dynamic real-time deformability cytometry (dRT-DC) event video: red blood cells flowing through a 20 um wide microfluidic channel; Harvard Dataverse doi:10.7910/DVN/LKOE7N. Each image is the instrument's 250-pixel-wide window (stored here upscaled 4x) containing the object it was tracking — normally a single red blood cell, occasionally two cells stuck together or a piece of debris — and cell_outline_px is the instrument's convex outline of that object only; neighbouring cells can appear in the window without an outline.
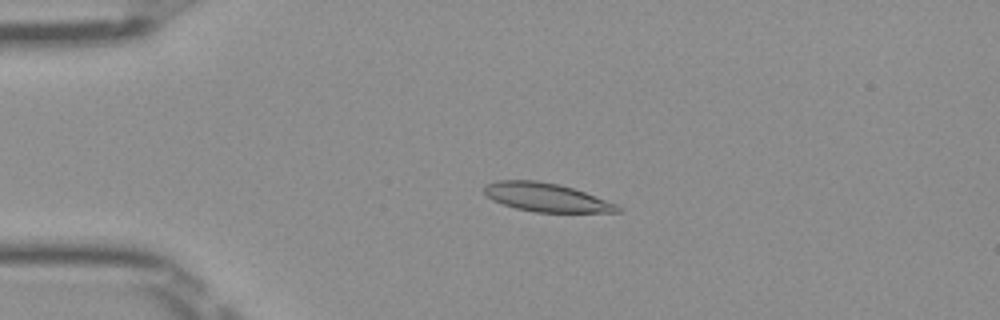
{"species": "Egyptian fruit bat (a non-hibernating species)", "species_latin": "Rousettus aegyptiacus", "temperature_condition": "room temperature", "stored_images_in_passage": 51, "camera_frame_rate_fps": 3000, "um_per_image_px": 0.085, "frame": {"image": 1, "passage_image": 12, "time_ms": 3.667, "image_size_px": [1000, 320], "cell_outline_px": [[624, 208], [620, 212], [536, 212], [516, 208], [492, 200], [484, 192], [484, 184], [496, 180], [536, 180], [560, 184], [584, 192], [616, 204]], "centroid_in_image_um": [46.42, 16.77], "position_along_channel_um": 38.6, "area_um2": 22.14}}
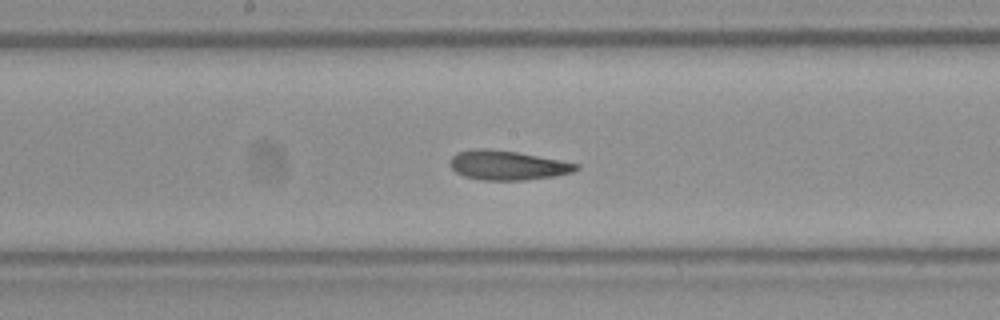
{"frame": {"image": 2, "passage_image": 27, "time_ms": 8.667, "image_size_px": [1000, 320], "cell_outline_px": [[580, 168], [572, 172], [552, 176], [524, 180], [484, 180], [464, 176], [456, 172], [452, 168], [448, 160], [456, 152], [472, 148], [488, 148], [516, 152], [560, 160], [580, 164]], "centroid_in_image_um": [43.09, 14.03], "position_along_channel_um": 205.1, "area_um2": 21.62}}
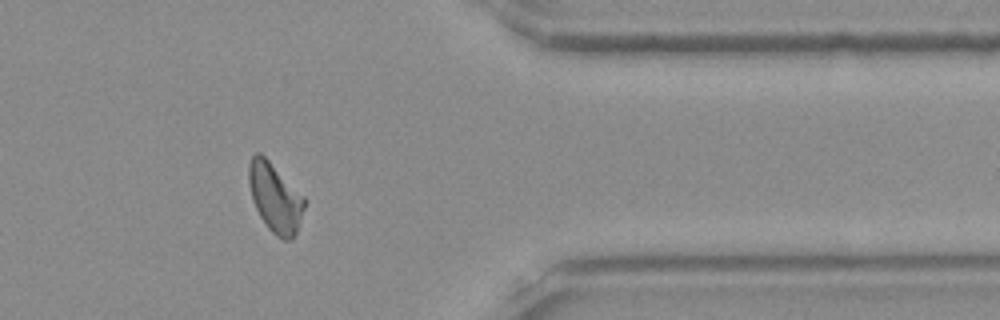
{"frame": {"image": 3, "passage_image": 42, "time_ms": 13.667, "image_size_px": [1000, 320], "cell_outline_px": [[304, 208], [296, 232], [292, 240], [284, 240], [276, 236], [268, 228], [260, 216], [252, 200], [248, 180], [248, 164], [252, 156], [256, 152], [260, 152], [304, 196]], "centroid_in_image_um": [23.36, 16.8], "position_along_channel_um": 388.0, "area_um2": 22.14}, "authors_computed_cell_mechanics": {"area_um2": 21.8484, "velocity_mm_per_s": 4.0056, "shape_relaxation_time_tau1_ms": null, "shape_relaxation_time_tau2_ms": 2.5248, "deformation_change_tau1": null, "deformation_change_tau2": 0.0849}}